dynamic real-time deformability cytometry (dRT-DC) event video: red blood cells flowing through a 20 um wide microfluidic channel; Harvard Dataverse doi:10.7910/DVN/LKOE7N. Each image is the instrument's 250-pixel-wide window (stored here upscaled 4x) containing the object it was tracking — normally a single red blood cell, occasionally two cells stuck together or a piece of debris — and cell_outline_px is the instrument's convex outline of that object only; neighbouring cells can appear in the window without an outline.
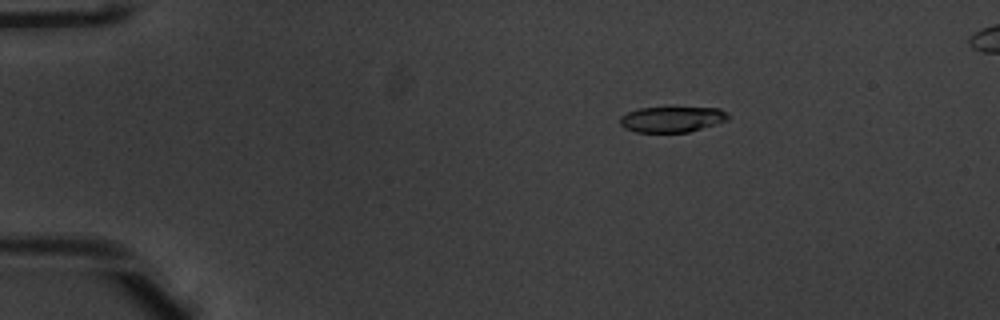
{"species": "common noctule bat (a hibernating species)", "species_latin": "Nyctalus noctula", "temperature_condition": "warm", "stored_images_in_passage": 53, "camera_frame_rate_fps": 3000, "um_per_image_px": 0.085, "animal": {"sex": "male", "body_mass_g": 20.1, "forearm_length_mm": 53.5}, "frame": {"image": 1, "passage_image": 10, "time_ms": 3.0, "image_size_px": [1000, 320], "cell_outline_px": [[728, 120], [688, 132], [636, 132], [624, 128], [620, 124], [620, 116], [628, 112], [640, 108], [720, 108], [728, 116]], "centroid_in_image_um": [57.07, 10.15], "position_along_channel_um": 27.9, "area_um2": 15.9}}
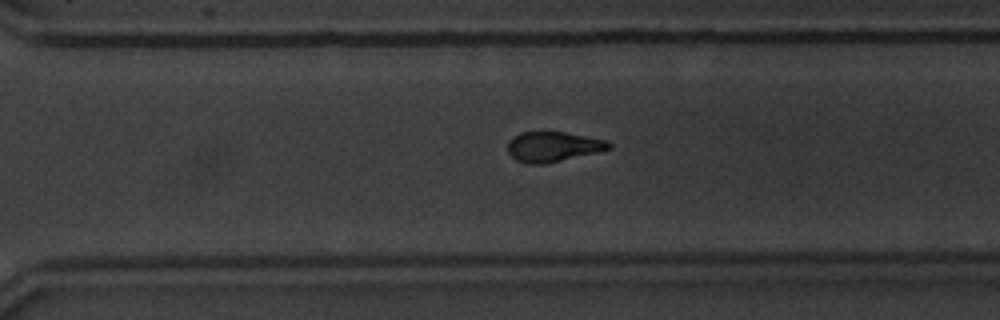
{"frame": {"image": 2, "passage_image": 38, "time_ms": 12.333, "image_size_px": [1000, 320], "cell_outline_px": [[612, 148], [596, 152], [544, 164], [524, 164], [516, 160], [508, 152], [508, 140], [512, 136], [520, 132], [564, 132], [608, 140], [612, 144]], "centroid_in_image_um": [46.98, 12.46], "position_along_channel_um": 323.6, "area_um2": 17.74}}
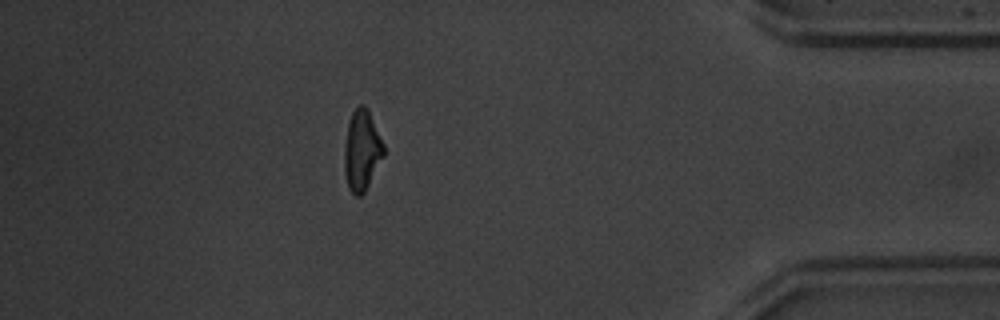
{"frame": {"image": 3, "passage_image": 47, "time_ms": 15.333, "image_size_px": [1000, 320], "cell_outline_px": [[384, 156], [364, 192], [360, 196], [356, 196], [348, 188], [344, 172], [344, 148], [348, 124], [352, 112], [360, 104], [364, 104], [368, 108], [384, 144]], "centroid_in_image_um": [30.76, 12.77], "position_along_channel_um": 404.4, "area_um2": 18.5}, "authors_computed_cell_mechanics": {"area_um2": 18.1492, "velocity_mm_per_s": 3.949, "shape_relaxation_time_tau1_ms": 3.6564, "shape_relaxation_time_tau2_ms": 3.1001, "deformation_change_tau1": 0.1626, "deformation_change_tau2": 0.1027}}